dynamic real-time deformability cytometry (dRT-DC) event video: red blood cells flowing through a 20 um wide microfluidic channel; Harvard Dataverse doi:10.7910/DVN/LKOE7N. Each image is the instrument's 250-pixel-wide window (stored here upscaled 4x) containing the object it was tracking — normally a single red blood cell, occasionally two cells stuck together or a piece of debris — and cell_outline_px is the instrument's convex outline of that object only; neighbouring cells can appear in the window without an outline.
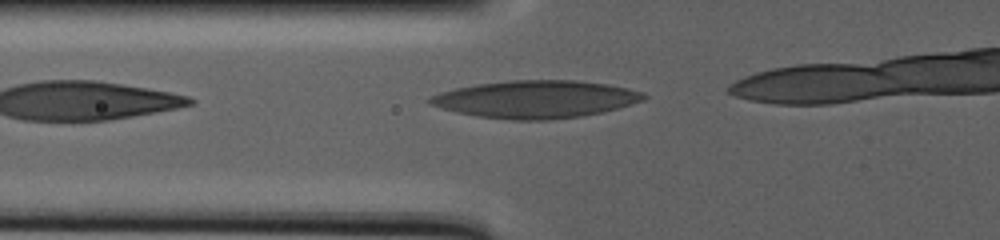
{"species": "human", "species_latin": "Homo sapiens", "temperature_condition": "warm", "stored_images_in_passage": 20, "camera_frame_rate_fps": 3000, "um_per_image_px": 0.085, "donor": {"sex": "male"}, "frame": {"image": 1, "passage_image": 5, "time_ms": 2.333, "image_size_px": [1000, 240], "cell_outline_px": [[648, 96], [644, 100], [616, 108], [600, 112], [580, 116], [552, 120], [512, 120], [476, 116], [456, 112], [440, 108], [428, 104], [424, 100], [428, 96], [440, 92], [456, 88], [476, 84], [508, 80], [576, 80], [608, 84], [628, 88], [644, 92]], "centroid_in_image_um": [45.48, 8.43], "position_along_channel_um": 80.3, "area_um2": 47.05}}
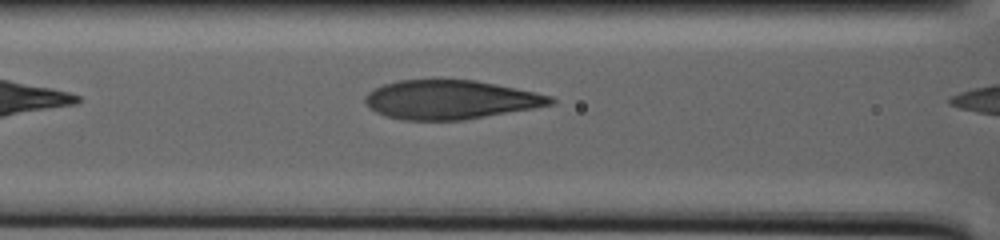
{"frame": {"image": 2, "passage_image": 11, "time_ms": 5.333, "image_size_px": [1000, 240], "cell_outline_px": [[556, 100], [552, 104], [532, 108], [464, 120], [404, 120], [384, 116], [368, 108], [364, 100], [364, 96], [368, 92], [384, 84], [396, 80], [476, 80], [536, 92], [552, 96]], "centroid_in_image_um": [38.25, 8.47], "position_along_channel_um": 128.3, "area_um2": 42.08}}
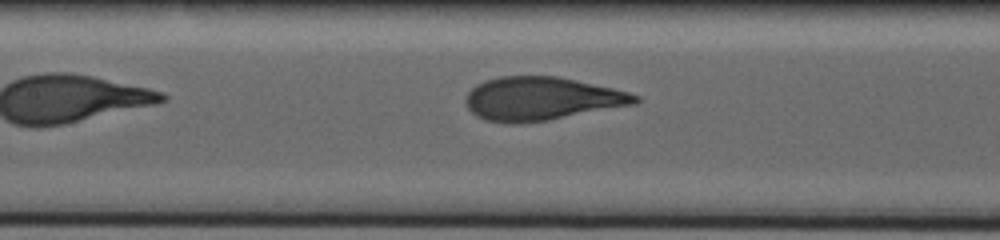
{"frame": {"image": 3, "passage_image": 15, "time_ms": 7.333, "image_size_px": [1000, 240], "cell_outline_px": [[640, 100], [636, 104], [548, 120], [512, 124], [504, 124], [484, 120], [476, 116], [468, 108], [464, 100], [468, 92], [476, 84], [484, 80], [500, 76], [556, 76], [576, 80], [612, 88], [628, 92], [640, 96]], "centroid_in_image_um": [45.99, 8.39], "position_along_channel_um": 161.4, "area_um2": 42.95}}